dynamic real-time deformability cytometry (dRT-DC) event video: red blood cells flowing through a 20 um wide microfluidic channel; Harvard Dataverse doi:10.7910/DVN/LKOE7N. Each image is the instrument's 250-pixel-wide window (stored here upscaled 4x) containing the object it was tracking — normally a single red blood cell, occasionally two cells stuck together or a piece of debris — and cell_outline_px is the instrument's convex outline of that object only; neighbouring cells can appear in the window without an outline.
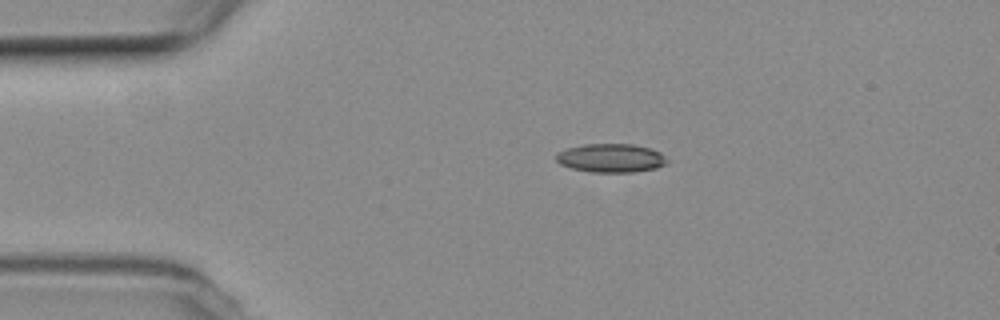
{"species": "common noctule bat (a hibernating species)", "species_latin": "Nyctalus noctula", "temperature_condition": "room temperature", "stored_images_in_passage": 44, "camera_frame_rate_fps": 3000, "um_per_image_px": 0.085, "animal": {"sex": "female", "body_mass_g": 19.3, "forearm_length_mm": 54.1}, "frame": {"image": 1, "passage_image": 1, "time_ms": 0.0, "image_size_px": [1000, 320], "cell_outline_px": [[668, 164], [656, 168], [632, 172], [592, 172], [572, 168], [560, 164], [556, 160], [556, 152], [568, 148], [584, 144], [632, 144], [652, 148], [660, 152], [668, 160]], "centroid_in_image_um": [51.95, 13.43], "position_along_channel_um": 33.1, "area_um2": 18.61}}
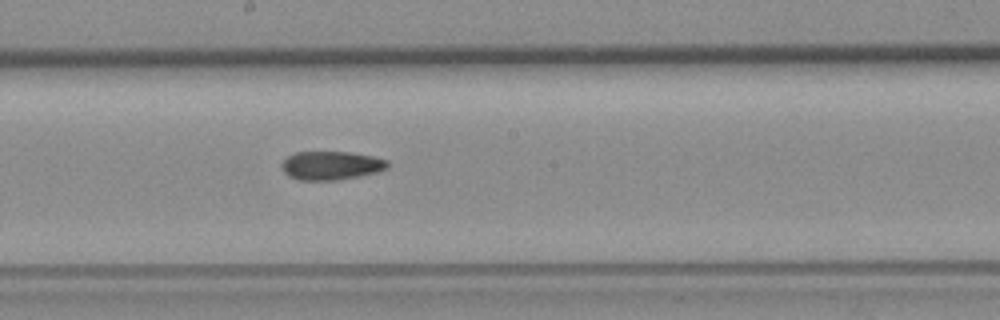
{"frame": {"image": 2, "passage_image": 19, "time_ms": 6.0, "image_size_px": [1000, 320], "cell_outline_px": [[388, 168], [376, 172], [360, 176], [340, 180], [300, 180], [288, 176], [284, 172], [280, 164], [288, 156], [296, 152], [348, 152], [372, 156], [388, 160]], "centroid_in_image_um": [28.14, 14.07], "position_along_channel_um": 220.1, "area_um2": 17.69}}
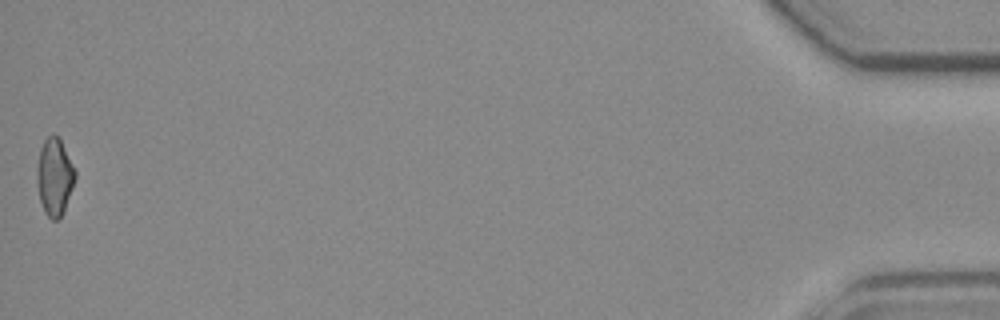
{"frame": {"image": 3, "passage_image": 44, "time_ms": 14.333, "image_size_px": [1000, 320], "cell_outline_px": [[76, 176], [72, 188], [64, 208], [60, 216], [56, 220], [52, 220], [44, 212], [40, 200], [36, 184], [36, 168], [40, 148], [44, 140], [48, 136], [60, 136], [76, 172]], "centroid_in_image_um": [4.61, 14.99], "position_along_channel_um": 430.6, "area_um2": 17.17}, "authors_computed_cell_mechanics": {"area_um2": 17.7446, "velocity_mm_per_s": 3.7928, "shape_relaxation_time_tau1_ms": null, "shape_relaxation_time_tau2_ms": 6.3131, "deformation_change_tau1": null, "deformation_change_tau2": 0.1385}}